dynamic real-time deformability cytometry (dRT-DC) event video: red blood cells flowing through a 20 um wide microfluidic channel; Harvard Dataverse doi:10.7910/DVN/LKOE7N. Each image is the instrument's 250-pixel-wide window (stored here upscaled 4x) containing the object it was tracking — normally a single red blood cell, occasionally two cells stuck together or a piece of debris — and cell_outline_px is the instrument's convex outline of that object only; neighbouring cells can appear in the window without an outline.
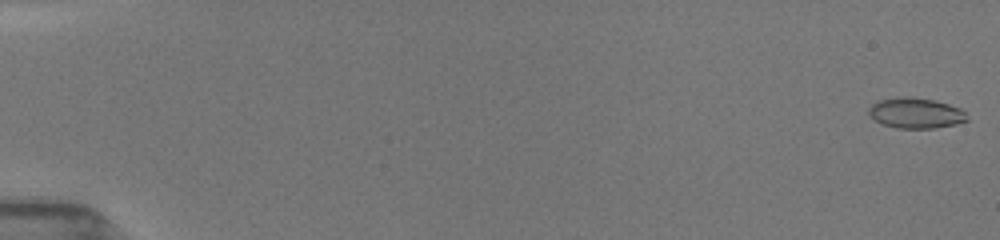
{"species": "common noctule bat (a hibernating species)", "species_latin": "Nyctalus noctula", "temperature_condition": "room temperature", "stored_images_in_passage": 53, "camera_frame_rate_fps": 3000, "um_per_image_px": 0.085, "animal": {"sex": "female", "body_mass_g": 19.5, "forearm_length_mm": 54.1}, "frame": {"image": 1, "passage_image": 1, "time_ms": 0.0, "image_size_px": [1000, 240], "cell_outline_px": [[968, 120], [956, 124], [932, 128], [896, 128], [884, 124], [876, 120], [868, 112], [868, 108], [876, 100], [908, 96], [936, 100], [960, 108], [964, 112]], "centroid_in_image_um": [77.83, 9.6], "position_along_channel_um": 7.2, "area_um2": 17.34}}
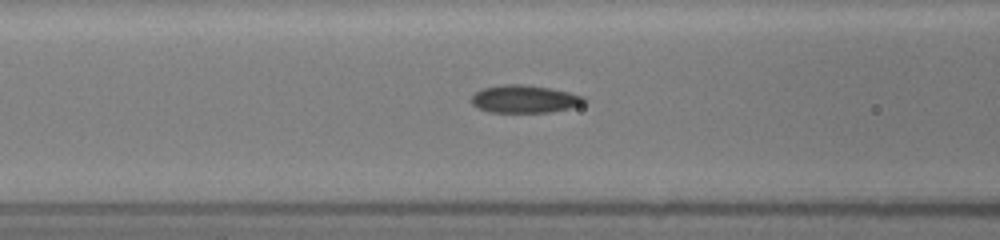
{"frame": {"image": 2, "passage_image": 23, "time_ms": 7.333, "image_size_px": [1000, 240], "cell_outline_px": [[588, 100], [584, 104], [568, 108], [548, 112], [488, 112], [476, 108], [472, 104], [472, 96], [476, 92], [484, 88], [504, 84], [524, 84], [552, 88], [584, 96]], "centroid_in_image_um": [44.6, 8.41], "position_along_channel_um": 122.0, "area_um2": 18.26}}
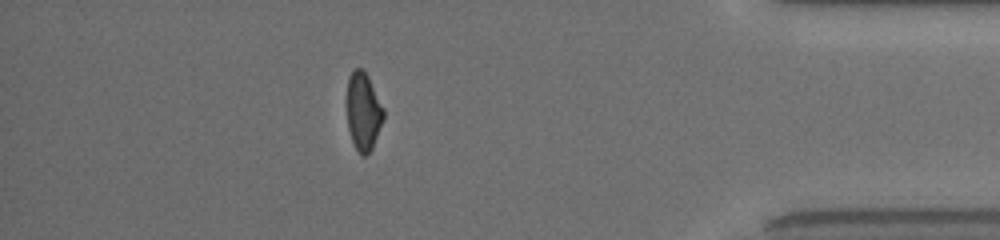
{"frame": {"image": 3, "passage_image": 47, "time_ms": 15.333, "image_size_px": [1000, 240], "cell_outline_px": [[384, 120], [372, 148], [364, 156], [356, 148], [352, 140], [348, 128], [348, 76], [356, 68], [364, 68], [384, 108]], "centroid_in_image_um": [30.91, 9.44], "position_along_channel_um": 404.3, "area_um2": 16.42}, "authors_computed_cell_mechanics": {"area_um2": 17.5712, "velocity_mm_per_s": 3.9722, "shape_relaxation_time_tau1_ms": null, "shape_relaxation_time_tau2_ms": 1.7971, "deformation_change_tau1": null, "deformation_change_tau2": 0.077}}